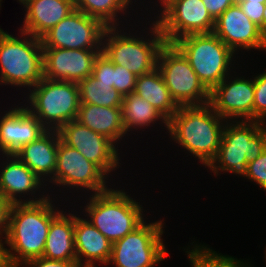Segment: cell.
<instances>
[{"label":"cell","mask_w":266,"mask_h":267,"mask_svg":"<svg viewBox=\"0 0 266 267\" xmlns=\"http://www.w3.org/2000/svg\"><path fill=\"white\" fill-rule=\"evenodd\" d=\"M213 33L235 54L251 49L266 52L265 36L259 26L244 14L238 3L231 5L215 20Z\"/></svg>","instance_id":"17"},{"label":"cell","mask_w":266,"mask_h":267,"mask_svg":"<svg viewBox=\"0 0 266 267\" xmlns=\"http://www.w3.org/2000/svg\"><path fill=\"white\" fill-rule=\"evenodd\" d=\"M106 28L99 19L75 9L41 38L42 46L102 50V37Z\"/></svg>","instance_id":"13"},{"label":"cell","mask_w":266,"mask_h":267,"mask_svg":"<svg viewBox=\"0 0 266 267\" xmlns=\"http://www.w3.org/2000/svg\"><path fill=\"white\" fill-rule=\"evenodd\" d=\"M102 50L43 48L44 77L78 83L92 76L94 63Z\"/></svg>","instance_id":"18"},{"label":"cell","mask_w":266,"mask_h":267,"mask_svg":"<svg viewBox=\"0 0 266 267\" xmlns=\"http://www.w3.org/2000/svg\"><path fill=\"white\" fill-rule=\"evenodd\" d=\"M206 9L216 20L227 8L234 4L233 0H202Z\"/></svg>","instance_id":"37"},{"label":"cell","mask_w":266,"mask_h":267,"mask_svg":"<svg viewBox=\"0 0 266 267\" xmlns=\"http://www.w3.org/2000/svg\"><path fill=\"white\" fill-rule=\"evenodd\" d=\"M1 2L2 0H0V7H1ZM4 31L2 28H0V32Z\"/></svg>","instance_id":"44"},{"label":"cell","mask_w":266,"mask_h":267,"mask_svg":"<svg viewBox=\"0 0 266 267\" xmlns=\"http://www.w3.org/2000/svg\"><path fill=\"white\" fill-rule=\"evenodd\" d=\"M26 0H17V2H19L20 5H22Z\"/></svg>","instance_id":"43"},{"label":"cell","mask_w":266,"mask_h":267,"mask_svg":"<svg viewBox=\"0 0 266 267\" xmlns=\"http://www.w3.org/2000/svg\"><path fill=\"white\" fill-rule=\"evenodd\" d=\"M79 267L77 261H59L46 258H35L27 261L22 267Z\"/></svg>","instance_id":"35"},{"label":"cell","mask_w":266,"mask_h":267,"mask_svg":"<svg viewBox=\"0 0 266 267\" xmlns=\"http://www.w3.org/2000/svg\"><path fill=\"white\" fill-rule=\"evenodd\" d=\"M19 33L0 32V85L30 90L44 78L43 46L41 39Z\"/></svg>","instance_id":"5"},{"label":"cell","mask_w":266,"mask_h":267,"mask_svg":"<svg viewBox=\"0 0 266 267\" xmlns=\"http://www.w3.org/2000/svg\"><path fill=\"white\" fill-rule=\"evenodd\" d=\"M156 16L160 32L171 44L190 34L211 33L215 27L202 0H171Z\"/></svg>","instance_id":"12"},{"label":"cell","mask_w":266,"mask_h":267,"mask_svg":"<svg viewBox=\"0 0 266 267\" xmlns=\"http://www.w3.org/2000/svg\"><path fill=\"white\" fill-rule=\"evenodd\" d=\"M59 140L58 130H47L37 140L24 145L14 156L47 184L54 177Z\"/></svg>","instance_id":"22"},{"label":"cell","mask_w":266,"mask_h":267,"mask_svg":"<svg viewBox=\"0 0 266 267\" xmlns=\"http://www.w3.org/2000/svg\"><path fill=\"white\" fill-rule=\"evenodd\" d=\"M115 64L102 52L95 60L92 77L114 88Z\"/></svg>","instance_id":"31"},{"label":"cell","mask_w":266,"mask_h":267,"mask_svg":"<svg viewBox=\"0 0 266 267\" xmlns=\"http://www.w3.org/2000/svg\"><path fill=\"white\" fill-rule=\"evenodd\" d=\"M150 21L149 29L145 26L141 30L144 36L141 33L138 35L139 30L132 34L131 31L127 33L126 28L125 32L124 28L119 29L122 26L107 27L102 37V53L114 64L126 67L136 76L151 72L157 68L158 55L166 41L155 20Z\"/></svg>","instance_id":"3"},{"label":"cell","mask_w":266,"mask_h":267,"mask_svg":"<svg viewBox=\"0 0 266 267\" xmlns=\"http://www.w3.org/2000/svg\"><path fill=\"white\" fill-rule=\"evenodd\" d=\"M239 6L241 7L244 14L257 26H259L262 33V18L264 14L265 3H259L255 1H239Z\"/></svg>","instance_id":"34"},{"label":"cell","mask_w":266,"mask_h":267,"mask_svg":"<svg viewBox=\"0 0 266 267\" xmlns=\"http://www.w3.org/2000/svg\"><path fill=\"white\" fill-rule=\"evenodd\" d=\"M54 201L50 196L38 203L12 204L4 238L11 267L43 256L51 220L61 211Z\"/></svg>","instance_id":"1"},{"label":"cell","mask_w":266,"mask_h":267,"mask_svg":"<svg viewBox=\"0 0 266 267\" xmlns=\"http://www.w3.org/2000/svg\"><path fill=\"white\" fill-rule=\"evenodd\" d=\"M28 92L23 100L27 101L24 106L47 130H59L77 119L80 106L78 83L44 77Z\"/></svg>","instance_id":"8"},{"label":"cell","mask_w":266,"mask_h":267,"mask_svg":"<svg viewBox=\"0 0 266 267\" xmlns=\"http://www.w3.org/2000/svg\"><path fill=\"white\" fill-rule=\"evenodd\" d=\"M251 182L266 191V150L254 161L247 164V176Z\"/></svg>","instance_id":"33"},{"label":"cell","mask_w":266,"mask_h":267,"mask_svg":"<svg viewBox=\"0 0 266 267\" xmlns=\"http://www.w3.org/2000/svg\"><path fill=\"white\" fill-rule=\"evenodd\" d=\"M60 139L76 148L87 160L98 165L108 176L121 167L118 146L103 134L92 131L77 120L63 125L59 130ZM117 168V169H116Z\"/></svg>","instance_id":"14"},{"label":"cell","mask_w":266,"mask_h":267,"mask_svg":"<svg viewBox=\"0 0 266 267\" xmlns=\"http://www.w3.org/2000/svg\"><path fill=\"white\" fill-rule=\"evenodd\" d=\"M121 108L122 123L127 135L129 132L133 133V129L134 131L141 130V128L147 129L148 127H153L155 123L157 125V122L167 129L168 120L135 92L123 97Z\"/></svg>","instance_id":"26"},{"label":"cell","mask_w":266,"mask_h":267,"mask_svg":"<svg viewBox=\"0 0 266 267\" xmlns=\"http://www.w3.org/2000/svg\"><path fill=\"white\" fill-rule=\"evenodd\" d=\"M77 212L75 214L74 241L78 266L97 267L96 262L108 265L112 243Z\"/></svg>","instance_id":"21"},{"label":"cell","mask_w":266,"mask_h":267,"mask_svg":"<svg viewBox=\"0 0 266 267\" xmlns=\"http://www.w3.org/2000/svg\"><path fill=\"white\" fill-rule=\"evenodd\" d=\"M266 150V137L259 121H227L214 160L207 167L215 176L221 172L247 176V164Z\"/></svg>","instance_id":"6"},{"label":"cell","mask_w":266,"mask_h":267,"mask_svg":"<svg viewBox=\"0 0 266 267\" xmlns=\"http://www.w3.org/2000/svg\"><path fill=\"white\" fill-rule=\"evenodd\" d=\"M253 121H266V71L253 77Z\"/></svg>","instance_id":"30"},{"label":"cell","mask_w":266,"mask_h":267,"mask_svg":"<svg viewBox=\"0 0 266 267\" xmlns=\"http://www.w3.org/2000/svg\"><path fill=\"white\" fill-rule=\"evenodd\" d=\"M77 121L94 132L103 134L117 146L127 135L122 123V108L80 104Z\"/></svg>","instance_id":"24"},{"label":"cell","mask_w":266,"mask_h":267,"mask_svg":"<svg viewBox=\"0 0 266 267\" xmlns=\"http://www.w3.org/2000/svg\"><path fill=\"white\" fill-rule=\"evenodd\" d=\"M157 68L179 107L210 102V91L199 80L188 59L174 44L165 43L161 48Z\"/></svg>","instance_id":"10"},{"label":"cell","mask_w":266,"mask_h":267,"mask_svg":"<svg viewBox=\"0 0 266 267\" xmlns=\"http://www.w3.org/2000/svg\"><path fill=\"white\" fill-rule=\"evenodd\" d=\"M233 73L210 91L209 103L226 121H253V76L249 79L236 76V71Z\"/></svg>","instance_id":"15"},{"label":"cell","mask_w":266,"mask_h":267,"mask_svg":"<svg viewBox=\"0 0 266 267\" xmlns=\"http://www.w3.org/2000/svg\"><path fill=\"white\" fill-rule=\"evenodd\" d=\"M171 0H159V3H160V5H157L158 3V0L156 1V3H155V6L158 8V6H160V8H159V11L166 5V4H168L169 2H170Z\"/></svg>","instance_id":"40"},{"label":"cell","mask_w":266,"mask_h":267,"mask_svg":"<svg viewBox=\"0 0 266 267\" xmlns=\"http://www.w3.org/2000/svg\"><path fill=\"white\" fill-rule=\"evenodd\" d=\"M145 220L131 233L112 244L108 262L115 267H155L168 255L162 236L164 220Z\"/></svg>","instance_id":"9"},{"label":"cell","mask_w":266,"mask_h":267,"mask_svg":"<svg viewBox=\"0 0 266 267\" xmlns=\"http://www.w3.org/2000/svg\"><path fill=\"white\" fill-rule=\"evenodd\" d=\"M173 44L188 59L199 80L209 91L232 74V69H237L234 65L236 54L213 32L190 34Z\"/></svg>","instance_id":"7"},{"label":"cell","mask_w":266,"mask_h":267,"mask_svg":"<svg viewBox=\"0 0 266 267\" xmlns=\"http://www.w3.org/2000/svg\"><path fill=\"white\" fill-rule=\"evenodd\" d=\"M80 104H94L102 107L121 108L123 96L108 84L92 76L78 82Z\"/></svg>","instance_id":"28"},{"label":"cell","mask_w":266,"mask_h":267,"mask_svg":"<svg viewBox=\"0 0 266 267\" xmlns=\"http://www.w3.org/2000/svg\"><path fill=\"white\" fill-rule=\"evenodd\" d=\"M169 120L179 109L158 68L137 77L135 91Z\"/></svg>","instance_id":"25"},{"label":"cell","mask_w":266,"mask_h":267,"mask_svg":"<svg viewBox=\"0 0 266 267\" xmlns=\"http://www.w3.org/2000/svg\"><path fill=\"white\" fill-rule=\"evenodd\" d=\"M5 241L0 239V267H11L7 254V247Z\"/></svg>","instance_id":"38"},{"label":"cell","mask_w":266,"mask_h":267,"mask_svg":"<svg viewBox=\"0 0 266 267\" xmlns=\"http://www.w3.org/2000/svg\"><path fill=\"white\" fill-rule=\"evenodd\" d=\"M109 177L98 165L87 160L76 148L68 146L60 139L54 177L46 185L48 190L50 189L48 192L54 185V189L55 186L56 189L59 187L62 190L69 187L68 191L72 188L74 192L76 189L77 192L82 190L86 193L87 190V193L96 194L109 189Z\"/></svg>","instance_id":"11"},{"label":"cell","mask_w":266,"mask_h":267,"mask_svg":"<svg viewBox=\"0 0 266 267\" xmlns=\"http://www.w3.org/2000/svg\"><path fill=\"white\" fill-rule=\"evenodd\" d=\"M234 1V3H238L239 1H241V0H233Z\"/></svg>","instance_id":"45"},{"label":"cell","mask_w":266,"mask_h":267,"mask_svg":"<svg viewBox=\"0 0 266 267\" xmlns=\"http://www.w3.org/2000/svg\"><path fill=\"white\" fill-rule=\"evenodd\" d=\"M1 157L3 159H0L2 160L0 164V195L8 199L12 204L38 203L50 197L51 194L46 192L48 188L43 180L16 156L2 155ZM28 195L31 198H26ZM21 197L25 198V200L21 199Z\"/></svg>","instance_id":"16"},{"label":"cell","mask_w":266,"mask_h":267,"mask_svg":"<svg viewBox=\"0 0 266 267\" xmlns=\"http://www.w3.org/2000/svg\"><path fill=\"white\" fill-rule=\"evenodd\" d=\"M241 1H255V2H259V3H265L266 0H241Z\"/></svg>","instance_id":"42"},{"label":"cell","mask_w":266,"mask_h":267,"mask_svg":"<svg viewBox=\"0 0 266 267\" xmlns=\"http://www.w3.org/2000/svg\"><path fill=\"white\" fill-rule=\"evenodd\" d=\"M261 127L263 128V131L266 137V122L265 121L261 122Z\"/></svg>","instance_id":"41"},{"label":"cell","mask_w":266,"mask_h":267,"mask_svg":"<svg viewBox=\"0 0 266 267\" xmlns=\"http://www.w3.org/2000/svg\"><path fill=\"white\" fill-rule=\"evenodd\" d=\"M226 122L210 103L180 106L167 121L166 133L206 168L217 155Z\"/></svg>","instance_id":"2"},{"label":"cell","mask_w":266,"mask_h":267,"mask_svg":"<svg viewBox=\"0 0 266 267\" xmlns=\"http://www.w3.org/2000/svg\"><path fill=\"white\" fill-rule=\"evenodd\" d=\"M12 207V203L0 195V238L4 240L8 227H9V215Z\"/></svg>","instance_id":"36"},{"label":"cell","mask_w":266,"mask_h":267,"mask_svg":"<svg viewBox=\"0 0 266 267\" xmlns=\"http://www.w3.org/2000/svg\"><path fill=\"white\" fill-rule=\"evenodd\" d=\"M0 116V153L14 155L24 145L37 140L47 129L27 108L11 106Z\"/></svg>","instance_id":"19"},{"label":"cell","mask_w":266,"mask_h":267,"mask_svg":"<svg viewBox=\"0 0 266 267\" xmlns=\"http://www.w3.org/2000/svg\"><path fill=\"white\" fill-rule=\"evenodd\" d=\"M68 212L67 214V211L61 209L51 220L42 258L77 261L74 241L75 213H70V209Z\"/></svg>","instance_id":"23"},{"label":"cell","mask_w":266,"mask_h":267,"mask_svg":"<svg viewBox=\"0 0 266 267\" xmlns=\"http://www.w3.org/2000/svg\"><path fill=\"white\" fill-rule=\"evenodd\" d=\"M74 3L76 10L99 19L106 27H120V23L123 26L120 19H125L124 14L126 16L129 13L128 15L131 16L129 8L134 10L133 0H74Z\"/></svg>","instance_id":"27"},{"label":"cell","mask_w":266,"mask_h":267,"mask_svg":"<svg viewBox=\"0 0 266 267\" xmlns=\"http://www.w3.org/2000/svg\"><path fill=\"white\" fill-rule=\"evenodd\" d=\"M137 77L138 76L130 72L126 67L115 64L114 89L123 97L134 92Z\"/></svg>","instance_id":"32"},{"label":"cell","mask_w":266,"mask_h":267,"mask_svg":"<svg viewBox=\"0 0 266 267\" xmlns=\"http://www.w3.org/2000/svg\"><path fill=\"white\" fill-rule=\"evenodd\" d=\"M23 27L19 30L41 39L75 10L74 0H26Z\"/></svg>","instance_id":"20"},{"label":"cell","mask_w":266,"mask_h":267,"mask_svg":"<svg viewBox=\"0 0 266 267\" xmlns=\"http://www.w3.org/2000/svg\"><path fill=\"white\" fill-rule=\"evenodd\" d=\"M194 242L195 240L183 250H186V255L188 254L187 257L191 263V267H252L248 261L244 262L242 259L223 255L219 252L217 253L204 243L197 244Z\"/></svg>","instance_id":"29"},{"label":"cell","mask_w":266,"mask_h":267,"mask_svg":"<svg viewBox=\"0 0 266 267\" xmlns=\"http://www.w3.org/2000/svg\"><path fill=\"white\" fill-rule=\"evenodd\" d=\"M113 189L90 194L83 203L84 216L112 244L134 231L144 221L142 204L127 194L125 189ZM141 204V205H140Z\"/></svg>","instance_id":"4"},{"label":"cell","mask_w":266,"mask_h":267,"mask_svg":"<svg viewBox=\"0 0 266 267\" xmlns=\"http://www.w3.org/2000/svg\"><path fill=\"white\" fill-rule=\"evenodd\" d=\"M262 34L266 38V2H265L264 14H263V18H262Z\"/></svg>","instance_id":"39"}]
</instances>
